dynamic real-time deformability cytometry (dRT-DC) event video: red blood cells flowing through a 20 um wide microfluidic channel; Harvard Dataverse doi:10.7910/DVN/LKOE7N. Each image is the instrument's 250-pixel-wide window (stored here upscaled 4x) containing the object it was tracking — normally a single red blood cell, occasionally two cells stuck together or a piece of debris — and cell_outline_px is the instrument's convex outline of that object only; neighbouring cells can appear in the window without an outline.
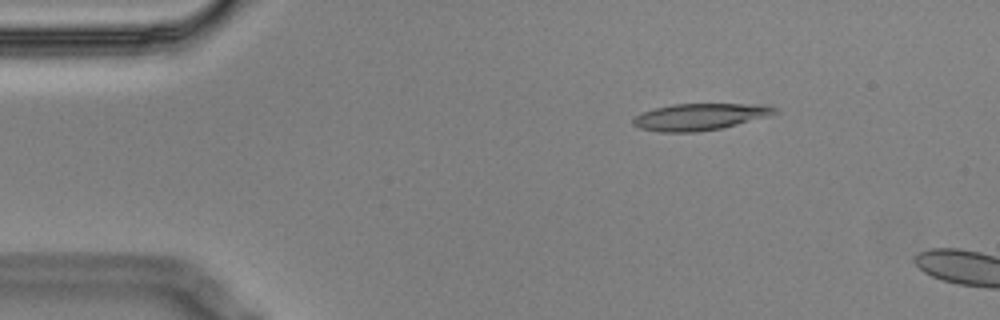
{"species": "Egyptian fruit bat (a non-hibernating species)", "species_latin": "Rousettus aegyptiacus", "temperature_condition": "cold", "stored_images_in_passage": 4, "camera_frame_rate_fps": 3000, "um_per_image_px": 0.085, "animal": {"sex": "male"}, "frame": {"image": 1, "passage_image": 3, "time_ms": 0.667, "image_size_px": [1000, 320], "cell_outline_px": [[780, 112], [768, 116], [724, 128], [696, 132], [660, 132], [640, 128], [632, 124], [632, 120], [640, 112], [672, 104], [768, 104], [780, 108]], "centroid_in_image_um": [59.55, 9.92], "position_along_channel_um": 25.5, "area_um2": 22.37}}